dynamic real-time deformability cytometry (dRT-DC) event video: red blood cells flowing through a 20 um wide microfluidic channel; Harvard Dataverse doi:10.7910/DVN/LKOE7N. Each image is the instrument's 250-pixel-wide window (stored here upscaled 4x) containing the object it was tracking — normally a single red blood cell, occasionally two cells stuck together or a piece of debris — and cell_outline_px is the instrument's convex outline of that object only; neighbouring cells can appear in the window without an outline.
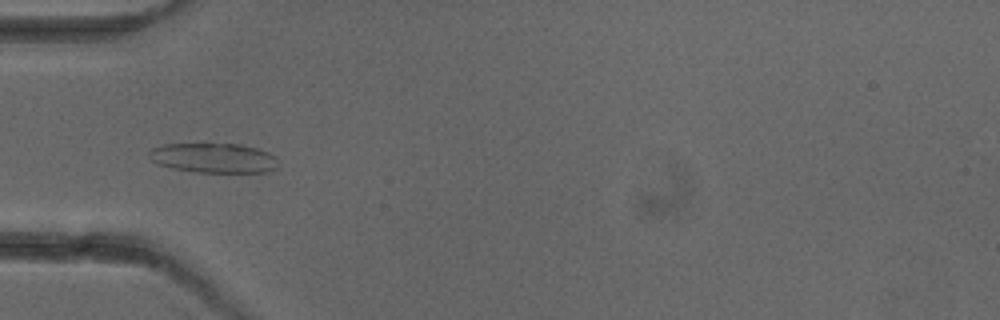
{"species": "common noctule bat (a hibernating species)", "species_latin": "Nyctalus noctula", "temperature_condition": "cold", "stored_images_in_passage": 5, "camera_frame_rate_fps": 3000, "um_per_image_px": 0.085, "animal": {"sex": "female"}, "frame": {"image": 1, "passage_image": 5, "time_ms": 4.667, "image_size_px": [1000, 320], "cell_outline_px": [[276, 168], [268, 172], [192, 172], [172, 168], [156, 164], [148, 156], [148, 152], [152, 148], [164, 144], [240, 144], [256, 148], [268, 152], [276, 156]], "centroid_in_image_um": [18.13, 13.43], "position_along_channel_um": 66.9, "area_um2": 22.43}}